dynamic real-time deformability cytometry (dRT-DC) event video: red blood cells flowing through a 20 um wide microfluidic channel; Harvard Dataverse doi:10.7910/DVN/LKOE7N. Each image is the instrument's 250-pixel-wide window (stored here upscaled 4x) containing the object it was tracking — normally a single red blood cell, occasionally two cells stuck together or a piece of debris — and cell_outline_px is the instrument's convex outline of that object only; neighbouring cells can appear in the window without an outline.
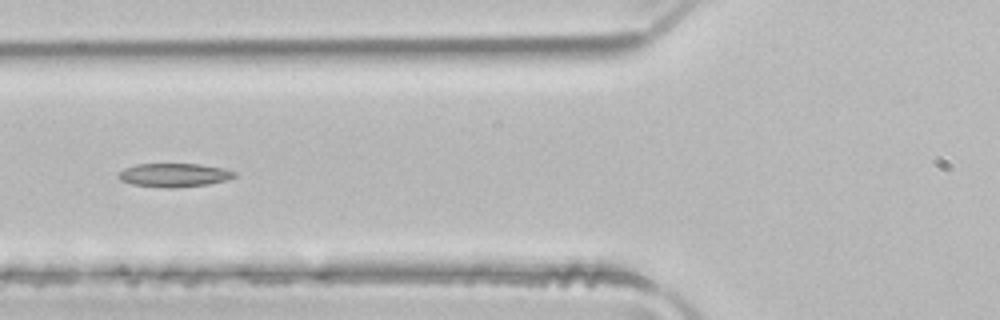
{"species": "common noctule bat (a hibernating species)", "species_latin": "Nyctalus noctula", "temperature_condition": "room temperature", "stored_images_in_passage": 5, "camera_frame_rate_fps": 3000, "um_per_image_px": 0.085, "animal": {"sex": "male", "body_mass_g": 21.5, "forearm_length_mm": 52.0}, "frame": {"image": 1, "passage_image": 5, "time_ms": 1.333, "image_size_px": [1000, 320], "cell_outline_px": [[236, 176], [228, 180], [208, 184], [176, 188], [168, 188], [132, 184], [120, 180], [116, 176], [124, 168], [136, 164], [200, 164], [224, 168], [236, 172]], "centroid_in_image_um": [14.81, 14.88], "position_along_channel_um": 111.0, "area_um2": 16.07}}